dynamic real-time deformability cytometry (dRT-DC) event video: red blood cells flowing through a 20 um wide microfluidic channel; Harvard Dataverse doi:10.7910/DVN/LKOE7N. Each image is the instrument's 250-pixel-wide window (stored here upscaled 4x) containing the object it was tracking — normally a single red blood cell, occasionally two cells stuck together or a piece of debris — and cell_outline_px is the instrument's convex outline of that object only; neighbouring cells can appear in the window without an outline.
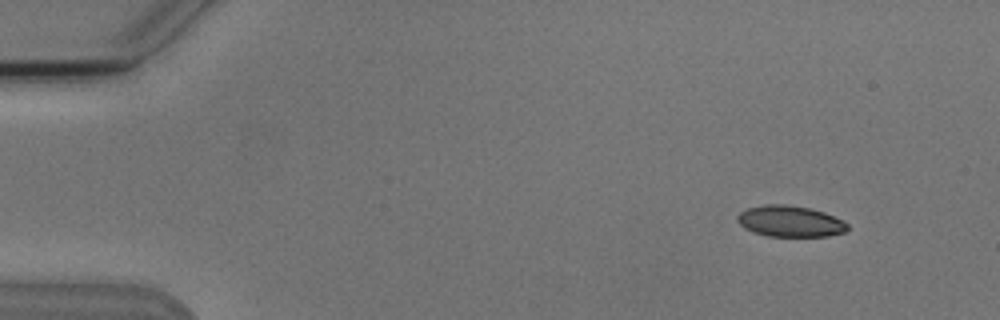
{"species": "Egyptian fruit bat (a non-hibernating species)", "species_latin": "Rousettus aegyptiacus", "temperature_condition": "cold", "stored_images_in_passage": 5, "camera_frame_rate_fps": 3000, "um_per_image_px": 0.085, "animal": {"sex": "male"}, "frame": {"image": 1, "passage_image": 2, "time_ms": 1.0, "image_size_px": [1000, 320], "cell_outline_px": [[848, 228], [844, 232], [828, 236], [768, 236], [752, 232], [744, 228], [736, 220], [736, 216], [740, 212], [748, 208], [764, 204], [788, 204], [808, 208], [824, 212], [848, 224]], "centroid_in_image_um": [67.11, 18.81], "position_along_channel_um": 17.9, "area_um2": 19.94}}
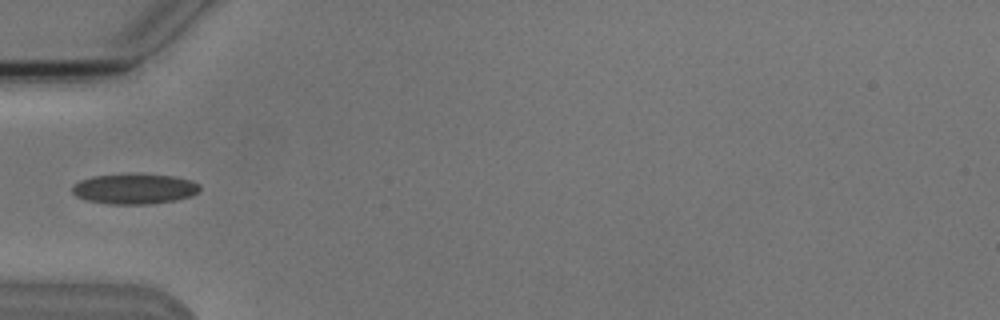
{"frame": {"image": 2, "passage_image": 5, "time_ms": 5.333, "image_size_px": [1000, 320], "cell_outline_px": [[200, 192], [192, 196], [172, 200], [148, 204], [108, 204], [88, 200], [76, 196], [72, 192], [72, 184], [80, 180], [92, 176], [176, 176], [192, 180], [200, 184]], "centroid_in_image_um": [11.44, 16.08], "position_along_channel_um": 73.6, "area_um2": 21.91}}